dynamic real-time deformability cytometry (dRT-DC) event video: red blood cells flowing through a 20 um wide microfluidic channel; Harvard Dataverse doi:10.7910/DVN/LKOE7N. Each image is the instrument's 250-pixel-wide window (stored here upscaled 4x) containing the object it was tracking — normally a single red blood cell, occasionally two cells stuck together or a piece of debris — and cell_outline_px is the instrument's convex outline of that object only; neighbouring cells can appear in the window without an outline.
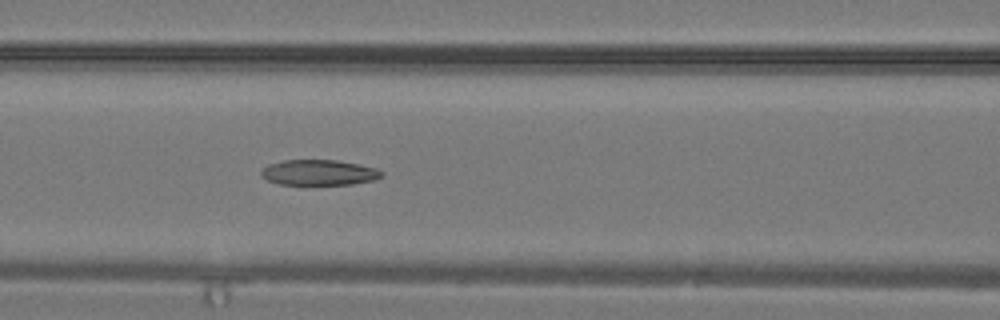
{"species": "common noctule bat (a hibernating species)", "species_latin": "Nyctalus noctula", "temperature_condition": "warm", "stored_images_in_passage": 14, "camera_frame_rate_fps": 3000, "um_per_image_px": 0.085, "animal": {"sex": "male", "body_mass_g": 19.2, "forearm_length_mm": 51.8}, "frame": {"image": 1, "passage_image": 14, "time_ms": 4.333, "image_size_px": [1000, 320], "cell_outline_px": [[384, 176], [372, 180], [352, 184], [280, 184], [268, 180], [260, 176], [260, 168], [268, 164], [284, 160], [336, 160], [376, 168], [384, 172]], "centroid_in_image_um": [27.07, 14.66], "position_along_channel_um": 139.5, "area_um2": 17.86}}